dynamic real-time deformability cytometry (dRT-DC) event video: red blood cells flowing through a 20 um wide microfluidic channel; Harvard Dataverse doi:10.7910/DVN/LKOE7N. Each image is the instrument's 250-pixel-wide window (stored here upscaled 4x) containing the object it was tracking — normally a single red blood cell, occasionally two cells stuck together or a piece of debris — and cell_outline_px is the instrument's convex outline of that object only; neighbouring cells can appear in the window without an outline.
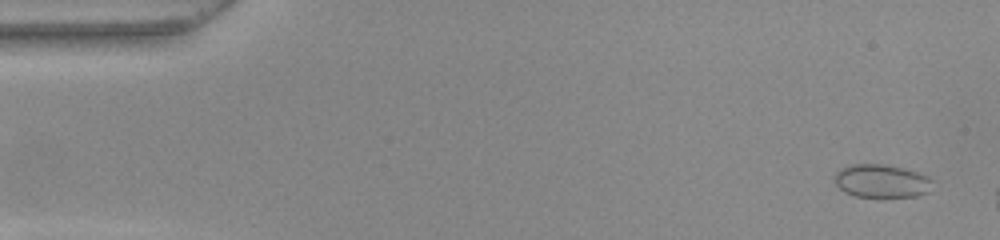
{"species": "common noctule bat (a hibernating species)", "species_latin": "Nyctalus noctula", "temperature_condition": "warm", "stored_images_in_passage": 52, "camera_frame_rate_fps": 3000, "um_per_image_px": 0.085, "animal": {"sex": "female", "body_mass_g": 22.0, "forearm_length_mm": 56.7}, "frame": {"image": 1, "passage_image": 3, "time_ms": 0.667, "image_size_px": [1000, 240], "cell_outline_px": [[932, 192], [916, 196], [856, 196], [844, 192], [836, 184], [836, 172], [840, 168], [852, 164], [880, 164], [904, 168], [928, 176], [932, 180]], "centroid_in_image_um": [74.97, 15.38], "position_along_channel_um": 10.0, "area_um2": 18.84}}
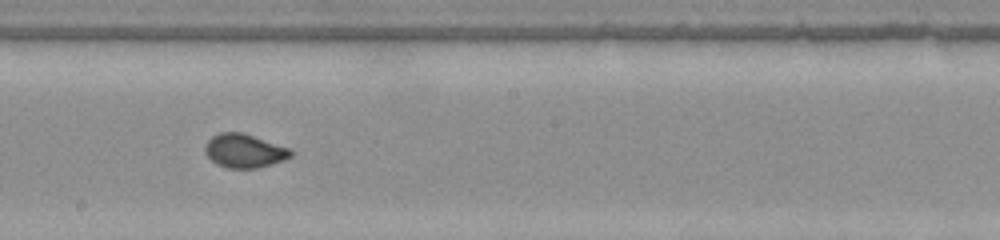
{"frame": {"image": 2, "passage_image": 29, "time_ms": 9.333, "image_size_px": [1000, 240], "cell_outline_px": [[292, 156], [284, 160], [272, 164], [256, 168], [228, 168], [216, 164], [204, 152], [204, 144], [212, 136], [220, 132], [244, 132], [292, 148]], "centroid_in_image_um": [20.78, 12.8], "position_along_channel_um": 227.4, "area_um2": 17.17}}
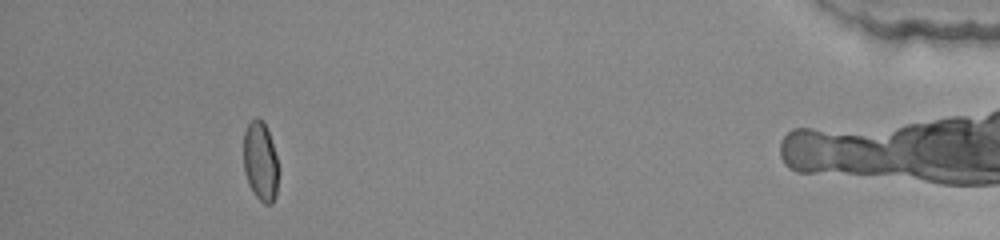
{"frame": {"image": 3, "passage_image": 48, "time_ms": 15.667, "image_size_px": [1000, 240], "cell_outline_px": [[276, 196], [272, 204], [264, 204], [252, 192], [248, 184], [244, 172], [244, 132], [248, 124], [256, 116], [260, 116], [264, 120], [276, 156]], "centroid_in_image_um": [22.1, 13.7], "position_along_channel_um": 413.1, "area_um2": 15.95}}